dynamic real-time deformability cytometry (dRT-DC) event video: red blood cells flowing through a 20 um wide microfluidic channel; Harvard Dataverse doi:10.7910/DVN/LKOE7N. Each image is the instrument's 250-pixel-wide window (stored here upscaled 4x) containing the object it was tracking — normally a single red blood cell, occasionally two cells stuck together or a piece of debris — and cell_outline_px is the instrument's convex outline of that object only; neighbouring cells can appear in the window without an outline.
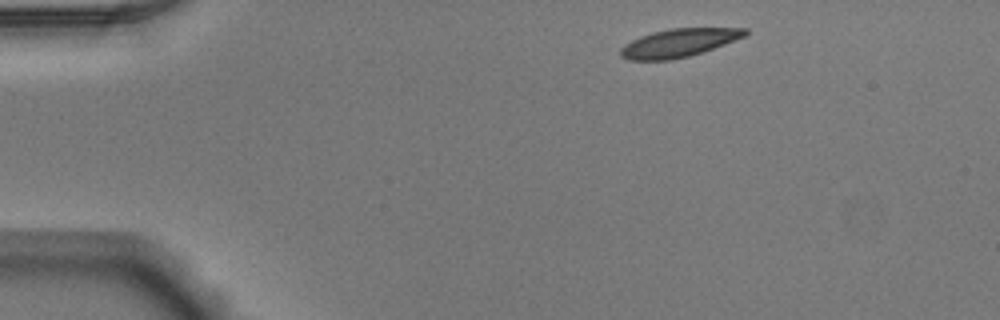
{"species": "Egyptian fruit bat (a non-hibernating species)", "species_latin": "Rousettus aegyptiacus", "temperature_condition": "warm", "stored_images_in_passage": 44, "camera_frame_rate_fps": 3000, "um_per_image_px": 0.085, "animal": {"sex": "male"}, "frame": {"image": 1, "passage_image": 1, "time_ms": 0.0, "image_size_px": [1000, 320], "cell_outline_px": [[748, 32], [744, 36], [704, 52], [688, 56], [668, 60], [628, 60], [620, 56], [620, 48], [624, 44], [640, 36], [652, 32], [672, 28], [748, 28]], "centroid_in_image_um": [57.66, 3.64], "position_along_channel_um": 27.3, "area_um2": 20.4}}
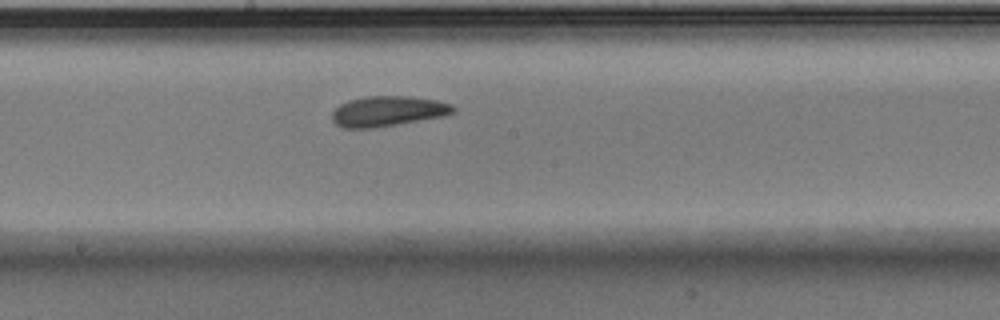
{"frame": {"image": 2, "passage_image": 21, "time_ms": 6.667, "image_size_px": [1000, 320], "cell_outline_px": [[456, 112], [440, 116], [396, 124], [372, 128], [340, 128], [332, 120], [332, 112], [340, 104], [348, 100], [368, 96], [412, 96], [436, 100], [452, 104], [456, 108]], "centroid_in_image_um": [32.94, 9.44], "position_along_channel_um": 215.3, "area_um2": 21.27}}
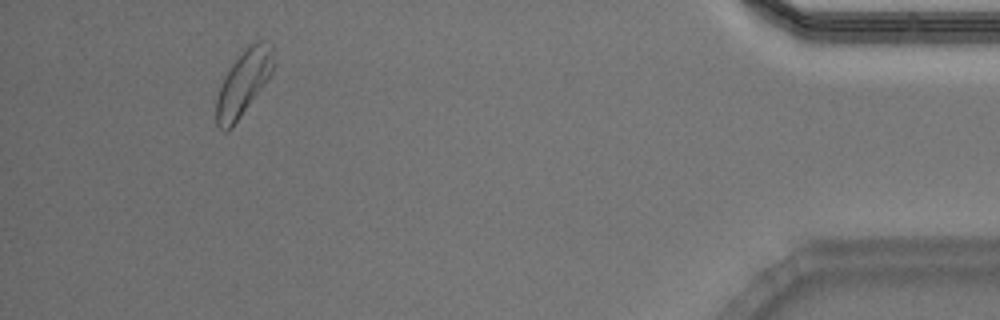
{"frame": {"image": 3, "passage_image": 41, "time_ms": 13.333, "image_size_px": [1000, 320], "cell_outline_px": [[272, 72], [264, 84], [232, 128], [224, 132], [216, 124], [216, 100], [224, 76], [232, 64], [244, 48], [260, 40], [264, 40], [272, 44]], "centroid_in_image_um": [20.66, 7.06], "position_along_channel_um": 414.5, "area_um2": 21.27}, "authors_computed_cell_mechanics": {"area_um2": 21.2704, "velocity_mm_per_s": 3.887, "shape_relaxation_time_tau1_ms": 2.6875, "shape_relaxation_time_tau2_ms": 2.29, "deformation_change_tau1": 0.1042, "deformation_change_tau2": 0.0912}}